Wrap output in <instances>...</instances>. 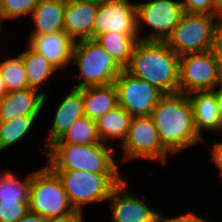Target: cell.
Returning a JSON list of instances; mask_svg holds the SVG:
<instances>
[{"label":"cell","instance_id":"6da1fadb","mask_svg":"<svg viewBox=\"0 0 222 222\" xmlns=\"http://www.w3.org/2000/svg\"><path fill=\"white\" fill-rule=\"evenodd\" d=\"M164 149L170 154L203 142L196 130L193 110L186 94H164L150 115Z\"/></svg>","mask_w":222,"mask_h":222},{"label":"cell","instance_id":"7a4b0ae2","mask_svg":"<svg viewBox=\"0 0 222 222\" xmlns=\"http://www.w3.org/2000/svg\"><path fill=\"white\" fill-rule=\"evenodd\" d=\"M179 58L165 41L138 40L125 70L164 94L177 93Z\"/></svg>","mask_w":222,"mask_h":222},{"label":"cell","instance_id":"3957f363","mask_svg":"<svg viewBox=\"0 0 222 222\" xmlns=\"http://www.w3.org/2000/svg\"><path fill=\"white\" fill-rule=\"evenodd\" d=\"M114 148L106 143H52L46 150L52 170H85L93 173H119Z\"/></svg>","mask_w":222,"mask_h":222},{"label":"cell","instance_id":"277c9868","mask_svg":"<svg viewBox=\"0 0 222 222\" xmlns=\"http://www.w3.org/2000/svg\"><path fill=\"white\" fill-rule=\"evenodd\" d=\"M29 211L47 219L83 215L73 208L60 178L48 165L31 173Z\"/></svg>","mask_w":222,"mask_h":222},{"label":"cell","instance_id":"5b68a950","mask_svg":"<svg viewBox=\"0 0 222 222\" xmlns=\"http://www.w3.org/2000/svg\"><path fill=\"white\" fill-rule=\"evenodd\" d=\"M60 178L69 202L82 213L83 205L107 200L124 179L119 173H93L85 170H53Z\"/></svg>","mask_w":222,"mask_h":222},{"label":"cell","instance_id":"8992f818","mask_svg":"<svg viewBox=\"0 0 222 222\" xmlns=\"http://www.w3.org/2000/svg\"><path fill=\"white\" fill-rule=\"evenodd\" d=\"M71 62H75L80 73V81L74 86L79 89L114 83L123 70L96 40L76 42Z\"/></svg>","mask_w":222,"mask_h":222},{"label":"cell","instance_id":"52a82bcc","mask_svg":"<svg viewBox=\"0 0 222 222\" xmlns=\"http://www.w3.org/2000/svg\"><path fill=\"white\" fill-rule=\"evenodd\" d=\"M216 19L213 14L185 12L165 42L179 56L211 50Z\"/></svg>","mask_w":222,"mask_h":222},{"label":"cell","instance_id":"ba28073f","mask_svg":"<svg viewBox=\"0 0 222 222\" xmlns=\"http://www.w3.org/2000/svg\"><path fill=\"white\" fill-rule=\"evenodd\" d=\"M222 84L219 62L212 50L183 54L179 58V92L214 90Z\"/></svg>","mask_w":222,"mask_h":222},{"label":"cell","instance_id":"9c48e42d","mask_svg":"<svg viewBox=\"0 0 222 222\" xmlns=\"http://www.w3.org/2000/svg\"><path fill=\"white\" fill-rule=\"evenodd\" d=\"M136 11L138 34L142 31L143 23L152 30L150 35L142 37V40L147 41H166L185 13L181 1L176 0H148L136 3Z\"/></svg>","mask_w":222,"mask_h":222},{"label":"cell","instance_id":"30bf717a","mask_svg":"<svg viewBox=\"0 0 222 222\" xmlns=\"http://www.w3.org/2000/svg\"><path fill=\"white\" fill-rule=\"evenodd\" d=\"M121 146L123 162L142 158L165 164L169 154L161 144L157 128L150 116L132 117Z\"/></svg>","mask_w":222,"mask_h":222},{"label":"cell","instance_id":"8fae6325","mask_svg":"<svg viewBox=\"0 0 222 222\" xmlns=\"http://www.w3.org/2000/svg\"><path fill=\"white\" fill-rule=\"evenodd\" d=\"M114 85L117 89L118 105L132 117L150 116L164 93L147 81L131 75L123 69Z\"/></svg>","mask_w":222,"mask_h":222},{"label":"cell","instance_id":"7c38bea8","mask_svg":"<svg viewBox=\"0 0 222 222\" xmlns=\"http://www.w3.org/2000/svg\"><path fill=\"white\" fill-rule=\"evenodd\" d=\"M142 36L137 30L136 4L130 0H99L93 24V40L108 32Z\"/></svg>","mask_w":222,"mask_h":222},{"label":"cell","instance_id":"4fadbf2b","mask_svg":"<svg viewBox=\"0 0 222 222\" xmlns=\"http://www.w3.org/2000/svg\"><path fill=\"white\" fill-rule=\"evenodd\" d=\"M124 178L112 191L110 201L112 222H157L159 212L126 190Z\"/></svg>","mask_w":222,"mask_h":222},{"label":"cell","instance_id":"5bb4252c","mask_svg":"<svg viewBox=\"0 0 222 222\" xmlns=\"http://www.w3.org/2000/svg\"><path fill=\"white\" fill-rule=\"evenodd\" d=\"M98 3L99 0H65L64 32L75 43L93 40V24Z\"/></svg>","mask_w":222,"mask_h":222},{"label":"cell","instance_id":"9a60e30c","mask_svg":"<svg viewBox=\"0 0 222 222\" xmlns=\"http://www.w3.org/2000/svg\"><path fill=\"white\" fill-rule=\"evenodd\" d=\"M27 44L60 70L71 63L75 42L64 31H58L29 36Z\"/></svg>","mask_w":222,"mask_h":222},{"label":"cell","instance_id":"2e32d148","mask_svg":"<svg viewBox=\"0 0 222 222\" xmlns=\"http://www.w3.org/2000/svg\"><path fill=\"white\" fill-rule=\"evenodd\" d=\"M46 98L45 92L32 88L7 92L0 99V121H10L22 115H39Z\"/></svg>","mask_w":222,"mask_h":222},{"label":"cell","instance_id":"e0dca14e","mask_svg":"<svg viewBox=\"0 0 222 222\" xmlns=\"http://www.w3.org/2000/svg\"><path fill=\"white\" fill-rule=\"evenodd\" d=\"M187 96L192 106L194 123L199 135H203L201 130L220 131L222 116L214 91H194Z\"/></svg>","mask_w":222,"mask_h":222},{"label":"cell","instance_id":"ac0fdd59","mask_svg":"<svg viewBox=\"0 0 222 222\" xmlns=\"http://www.w3.org/2000/svg\"><path fill=\"white\" fill-rule=\"evenodd\" d=\"M83 88H73L71 92L59 104L52 124V129L48 137L47 148L54 143L76 120L84 117Z\"/></svg>","mask_w":222,"mask_h":222},{"label":"cell","instance_id":"d6986e66","mask_svg":"<svg viewBox=\"0 0 222 222\" xmlns=\"http://www.w3.org/2000/svg\"><path fill=\"white\" fill-rule=\"evenodd\" d=\"M65 0H40L32 12L34 28L30 36L64 31Z\"/></svg>","mask_w":222,"mask_h":222},{"label":"cell","instance_id":"ffe728a7","mask_svg":"<svg viewBox=\"0 0 222 222\" xmlns=\"http://www.w3.org/2000/svg\"><path fill=\"white\" fill-rule=\"evenodd\" d=\"M118 106L117 89L114 83L83 88L84 115L97 120Z\"/></svg>","mask_w":222,"mask_h":222},{"label":"cell","instance_id":"44dd1931","mask_svg":"<svg viewBox=\"0 0 222 222\" xmlns=\"http://www.w3.org/2000/svg\"><path fill=\"white\" fill-rule=\"evenodd\" d=\"M132 116L121 106L106 112L96 121L97 132L102 143H107L110 139L125 140Z\"/></svg>","mask_w":222,"mask_h":222},{"label":"cell","instance_id":"7402d4cb","mask_svg":"<svg viewBox=\"0 0 222 222\" xmlns=\"http://www.w3.org/2000/svg\"><path fill=\"white\" fill-rule=\"evenodd\" d=\"M95 40L125 69L129 65L134 47L139 40V35L112 31L101 34Z\"/></svg>","mask_w":222,"mask_h":222},{"label":"cell","instance_id":"603a6c76","mask_svg":"<svg viewBox=\"0 0 222 222\" xmlns=\"http://www.w3.org/2000/svg\"><path fill=\"white\" fill-rule=\"evenodd\" d=\"M27 46V50L19 53L25 66L27 83L29 88L40 91L47 78L58 69L28 44Z\"/></svg>","mask_w":222,"mask_h":222},{"label":"cell","instance_id":"cb8c5ba5","mask_svg":"<svg viewBox=\"0 0 222 222\" xmlns=\"http://www.w3.org/2000/svg\"><path fill=\"white\" fill-rule=\"evenodd\" d=\"M39 115H22L10 121H0V152L23 139Z\"/></svg>","mask_w":222,"mask_h":222},{"label":"cell","instance_id":"d4e9b609","mask_svg":"<svg viewBox=\"0 0 222 222\" xmlns=\"http://www.w3.org/2000/svg\"><path fill=\"white\" fill-rule=\"evenodd\" d=\"M100 142L96 121L84 116L73 122L54 143L85 145Z\"/></svg>","mask_w":222,"mask_h":222},{"label":"cell","instance_id":"484cf974","mask_svg":"<svg viewBox=\"0 0 222 222\" xmlns=\"http://www.w3.org/2000/svg\"><path fill=\"white\" fill-rule=\"evenodd\" d=\"M31 173L24 180L14 173L2 171L0 173V201H29V187Z\"/></svg>","mask_w":222,"mask_h":222},{"label":"cell","instance_id":"4316f807","mask_svg":"<svg viewBox=\"0 0 222 222\" xmlns=\"http://www.w3.org/2000/svg\"><path fill=\"white\" fill-rule=\"evenodd\" d=\"M0 71L8 92L29 88L25 66L20 54L0 62Z\"/></svg>","mask_w":222,"mask_h":222},{"label":"cell","instance_id":"83f0119b","mask_svg":"<svg viewBox=\"0 0 222 222\" xmlns=\"http://www.w3.org/2000/svg\"><path fill=\"white\" fill-rule=\"evenodd\" d=\"M40 0H3L0 17L3 20L18 19L25 15H32L34 7Z\"/></svg>","mask_w":222,"mask_h":222},{"label":"cell","instance_id":"f1b7e54d","mask_svg":"<svg viewBox=\"0 0 222 222\" xmlns=\"http://www.w3.org/2000/svg\"><path fill=\"white\" fill-rule=\"evenodd\" d=\"M29 211V201H0V222H17Z\"/></svg>","mask_w":222,"mask_h":222},{"label":"cell","instance_id":"f546056e","mask_svg":"<svg viewBox=\"0 0 222 222\" xmlns=\"http://www.w3.org/2000/svg\"><path fill=\"white\" fill-rule=\"evenodd\" d=\"M185 12L197 14H213L214 0H182Z\"/></svg>","mask_w":222,"mask_h":222},{"label":"cell","instance_id":"4dcf8cb0","mask_svg":"<svg viewBox=\"0 0 222 222\" xmlns=\"http://www.w3.org/2000/svg\"><path fill=\"white\" fill-rule=\"evenodd\" d=\"M211 50L219 62L222 73V20H217L215 25Z\"/></svg>","mask_w":222,"mask_h":222},{"label":"cell","instance_id":"1f68e13d","mask_svg":"<svg viewBox=\"0 0 222 222\" xmlns=\"http://www.w3.org/2000/svg\"><path fill=\"white\" fill-rule=\"evenodd\" d=\"M157 222H207L204 218H201L197 216L193 211L188 212L183 215H179L177 217H166L161 215V213L158 215Z\"/></svg>","mask_w":222,"mask_h":222},{"label":"cell","instance_id":"d6a6232c","mask_svg":"<svg viewBox=\"0 0 222 222\" xmlns=\"http://www.w3.org/2000/svg\"><path fill=\"white\" fill-rule=\"evenodd\" d=\"M212 149V162L217 166L222 175V142L215 143Z\"/></svg>","mask_w":222,"mask_h":222},{"label":"cell","instance_id":"836d02e7","mask_svg":"<svg viewBox=\"0 0 222 222\" xmlns=\"http://www.w3.org/2000/svg\"><path fill=\"white\" fill-rule=\"evenodd\" d=\"M48 219L40 216L36 213L28 211L22 218L17 222H47Z\"/></svg>","mask_w":222,"mask_h":222},{"label":"cell","instance_id":"e575fe53","mask_svg":"<svg viewBox=\"0 0 222 222\" xmlns=\"http://www.w3.org/2000/svg\"><path fill=\"white\" fill-rule=\"evenodd\" d=\"M47 222H84L83 215H74L67 218L48 219Z\"/></svg>","mask_w":222,"mask_h":222},{"label":"cell","instance_id":"d590c367","mask_svg":"<svg viewBox=\"0 0 222 222\" xmlns=\"http://www.w3.org/2000/svg\"><path fill=\"white\" fill-rule=\"evenodd\" d=\"M213 15L217 20H222V0H214Z\"/></svg>","mask_w":222,"mask_h":222},{"label":"cell","instance_id":"8d00e7d4","mask_svg":"<svg viewBox=\"0 0 222 222\" xmlns=\"http://www.w3.org/2000/svg\"><path fill=\"white\" fill-rule=\"evenodd\" d=\"M216 89H218V90H216ZM213 91L216 95L218 105H219L220 111H221V116H222V84L217 86Z\"/></svg>","mask_w":222,"mask_h":222},{"label":"cell","instance_id":"74e56055","mask_svg":"<svg viewBox=\"0 0 222 222\" xmlns=\"http://www.w3.org/2000/svg\"><path fill=\"white\" fill-rule=\"evenodd\" d=\"M7 89L0 71V99L7 93Z\"/></svg>","mask_w":222,"mask_h":222},{"label":"cell","instance_id":"f35d334b","mask_svg":"<svg viewBox=\"0 0 222 222\" xmlns=\"http://www.w3.org/2000/svg\"><path fill=\"white\" fill-rule=\"evenodd\" d=\"M2 2H3V0H0V10L2 8Z\"/></svg>","mask_w":222,"mask_h":222},{"label":"cell","instance_id":"ab89813d","mask_svg":"<svg viewBox=\"0 0 222 222\" xmlns=\"http://www.w3.org/2000/svg\"><path fill=\"white\" fill-rule=\"evenodd\" d=\"M3 21H2V19H1V17H0V26L2 25L1 23H2ZM1 29V28H0Z\"/></svg>","mask_w":222,"mask_h":222}]
</instances>
